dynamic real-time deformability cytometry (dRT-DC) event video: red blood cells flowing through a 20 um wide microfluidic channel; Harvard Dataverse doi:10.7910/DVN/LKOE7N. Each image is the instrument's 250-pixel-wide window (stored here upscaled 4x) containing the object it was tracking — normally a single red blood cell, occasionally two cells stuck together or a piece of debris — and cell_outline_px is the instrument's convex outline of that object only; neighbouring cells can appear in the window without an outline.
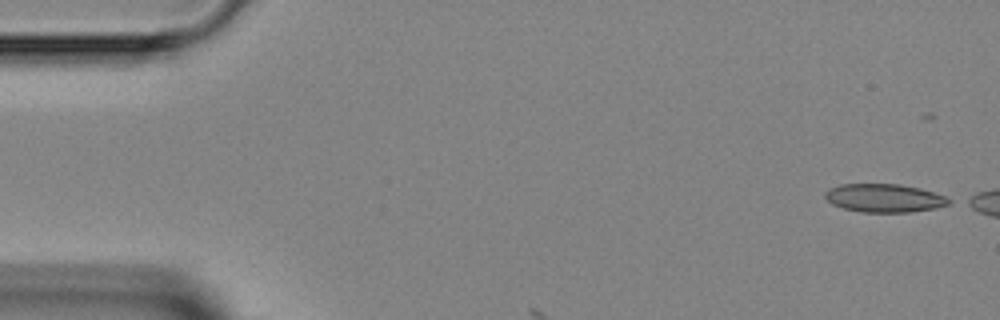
{"species": "Egyptian fruit bat (a non-hibernating species)", "species_latin": "Rousettus aegyptiacus", "temperature_condition": "room temperature", "stored_images_in_passage": 5, "camera_frame_rate_fps": 3000, "um_per_image_px": 0.085, "animal": {"sex": "female"}, "frame": {"image": 1, "passage_image": 1, "time_ms": 0.0, "image_size_px": [1000, 320], "cell_outline_px": [[952, 200], [948, 204], [936, 208], [912, 212], [860, 212], [844, 208], [832, 204], [824, 196], [824, 192], [828, 188], [840, 184], [900, 184], [920, 188], [944, 196]], "centroid_in_image_um": [75.14, 16.83], "position_along_channel_um": 9.9, "area_um2": 20.46}}